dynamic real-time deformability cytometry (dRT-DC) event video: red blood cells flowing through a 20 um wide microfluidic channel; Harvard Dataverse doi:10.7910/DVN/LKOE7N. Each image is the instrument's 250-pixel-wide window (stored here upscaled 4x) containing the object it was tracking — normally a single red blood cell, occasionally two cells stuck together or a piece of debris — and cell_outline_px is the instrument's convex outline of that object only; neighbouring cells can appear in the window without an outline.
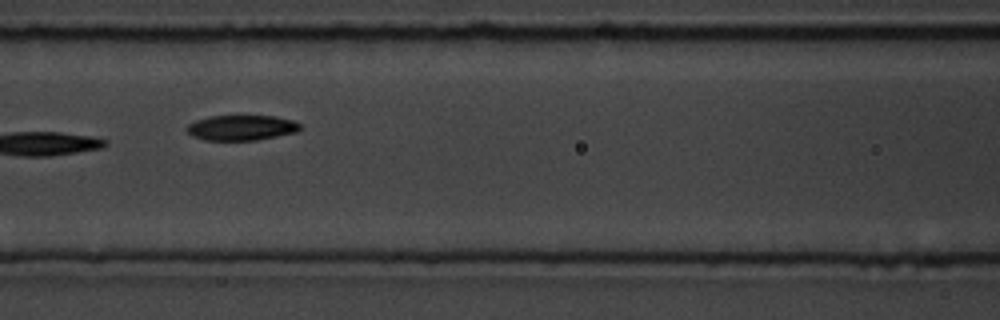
{"species": "common noctule bat (a hibernating species)", "species_latin": "Nyctalus noctula", "temperature_condition": "room temperature", "stored_images_in_passage": 17, "camera_frame_rate_fps": 3000, "um_per_image_px": 0.085, "animal": {"sex": "male", "body_mass_g": 19.5, "forearm_length_mm": 54.6}, "frame": {"image": 1, "passage_image": 8, "time_ms": 8.0, "image_size_px": [1000, 320], "cell_outline_px": [[300, 128], [296, 132], [256, 140], [204, 140], [192, 136], [184, 128], [188, 124], [196, 120], [208, 116], [276, 116], [292, 120], [300, 124]], "centroid_in_image_um": [20.48, 10.85], "position_along_channel_um": 146.1, "area_um2": 16.65}, "authors_computed_cell_mechanics": {"area_um2": 15.4326, "velocity_mm_per_s": 3.5964, "shape_relaxation_time_tau1_ms": 4.4549, "shape_relaxation_time_tau2_ms": 1.5863, "deformation_change_tau1": 0.2292, "deformation_change_tau2": 0.0321}}